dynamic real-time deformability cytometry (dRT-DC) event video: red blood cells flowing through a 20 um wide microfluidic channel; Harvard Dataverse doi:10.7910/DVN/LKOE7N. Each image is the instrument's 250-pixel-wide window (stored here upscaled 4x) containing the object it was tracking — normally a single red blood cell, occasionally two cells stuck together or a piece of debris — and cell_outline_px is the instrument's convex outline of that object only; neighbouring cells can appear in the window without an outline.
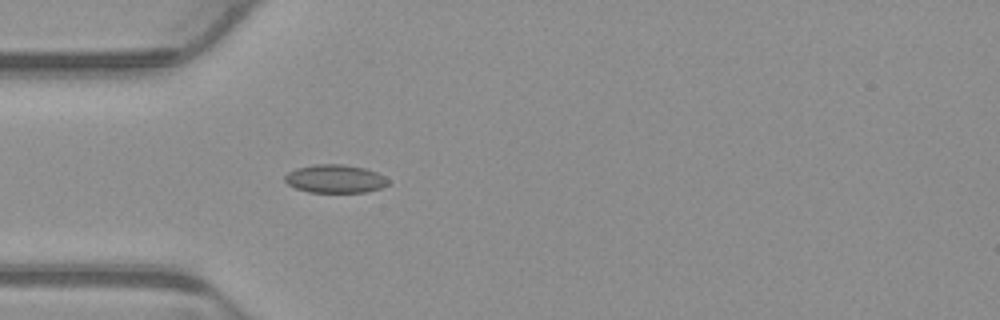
{"species": "common noctule bat (a hibernating species)", "species_latin": "Nyctalus noctula", "temperature_condition": "warm", "stored_images_in_passage": 3, "camera_frame_rate_fps": 3000, "um_per_image_px": 0.085, "animal": {"sex": "male", "body_mass_g": 23.1, "forearm_length_mm": 52.7}, "frame": {"image": 1, "passage_image": 3, "time_ms": 0.667, "image_size_px": [1000, 320], "cell_outline_px": [[388, 184], [380, 188], [364, 192], [308, 192], [296, 188], [288, 184], [284, 180], [284, 176], [288, 172], [296, 168], [316, 164], [344, 164], [364, 168], [376, 172], [384, 176], [388, 180]], "centroid_in_image_um": [28.46, 15.19], "position_along_channel_um": 56.5, "area_um2": 16.94}}